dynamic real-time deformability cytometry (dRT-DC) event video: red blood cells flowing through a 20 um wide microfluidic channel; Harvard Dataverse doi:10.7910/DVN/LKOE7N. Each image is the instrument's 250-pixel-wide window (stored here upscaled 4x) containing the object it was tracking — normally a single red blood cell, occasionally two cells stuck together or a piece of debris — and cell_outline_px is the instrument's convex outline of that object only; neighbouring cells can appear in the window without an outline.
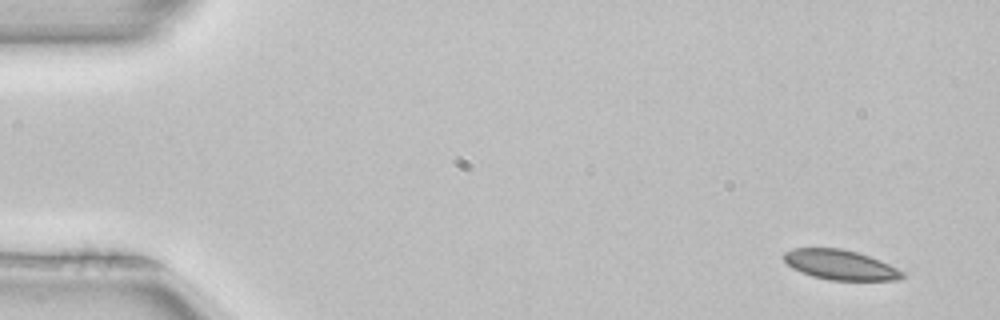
{"species": "common noctule bat (a hibernating species)", "species_latin": "Nyctalus noctula", "temperature_condition": "room temperature", "stored_images_in_passage": 3, "camera_frame_rate_fps": 3000, "um_per_image_px": 0.085, "animal": {"sex": "female", "body_mass_g": 22.7, "forearm_length_mm": 54.2}, "frame": {"image": 1, "passage_image": 1, "time_ms": 0.0, "image_size_px": [1000, 320], "cell_outline_px": [[904, 276], [900, 280], [828, 280], [812, 276], [800, 272], [792, 268], [784, 260], [784, 252], [792, 248], [840, 248], [856, 252], [880, 260], [904, 272]], "centroid_in_image_um": [71.4, 22.51], "position_along_channel_um": 13.6, "area_um2": 20.58}}
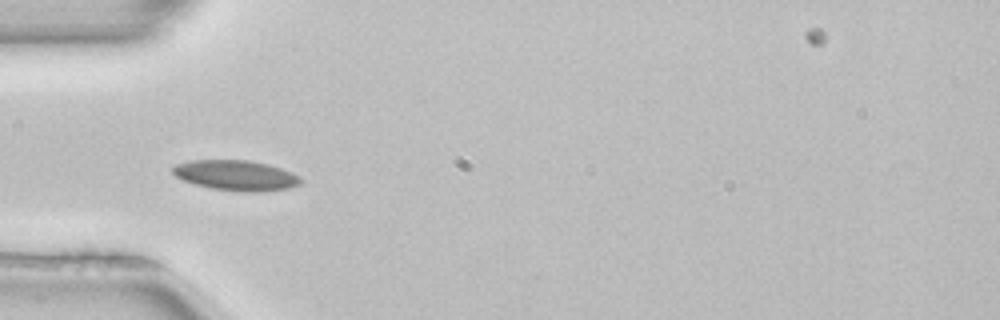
{"frame": {"image": 2, "passage_image": 3, "time_ms": 0.667, "image_size_px": [1000, 320], "cell_outline_px": [[300, 184], [288, 188], [264, 192], [244, 192], [212, 188], [196, 184], [184, 180], [176, 176], [172, 172], [172, 164], [188, 160], [248, 160], [268, 164], [292, 172], [300, 176]], "centroid_in_image_um": [20.04, 14.9], "position_along_channel_um": 65.0, "area_um2": 22.66}}